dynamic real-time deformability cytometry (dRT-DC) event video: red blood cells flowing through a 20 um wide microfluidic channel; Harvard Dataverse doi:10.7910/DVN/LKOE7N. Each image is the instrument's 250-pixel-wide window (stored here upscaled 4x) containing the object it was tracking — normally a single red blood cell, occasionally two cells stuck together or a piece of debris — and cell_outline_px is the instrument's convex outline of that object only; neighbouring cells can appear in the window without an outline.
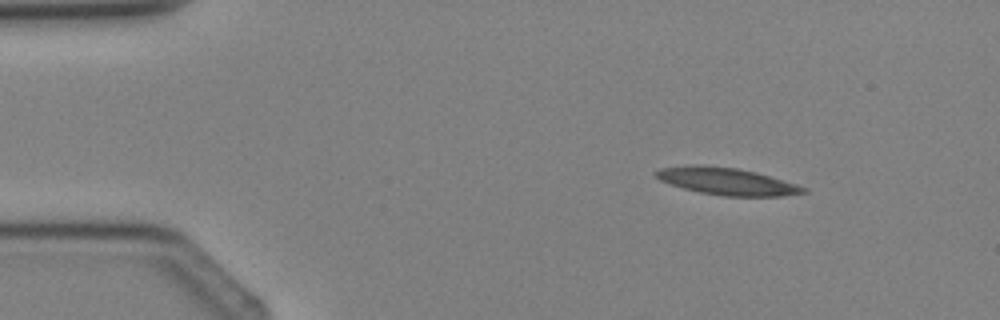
{"species": "Egyptian fruit bat (a non-hibernating species)", "species_latin": "Rousettus aegyptiacus", "temperature_condition": "cold", "stored_images_in_passage": 3, "camera_frame_rate_fps": 3000, "um_per_image_px": 0.085, "animal": {"sex": "female"}, "frame": {"image": 1, "passage_image": 1, "time_ms": 0.0, "image_size_px": [1000, 320], "cell_outline_px": [[808, 192], [784, 196], [724, 196], [700, 192], [684, 188], [660, 180], [652, 172], [660, 168], [692, 164], [700, 164], [736, 168], [756, 172], [796, 184], [808, 188]], "centroid_in_image_um": [61.78, 15.4], "position_along_channel_um": 23.2, "area_um2": 23.29}}
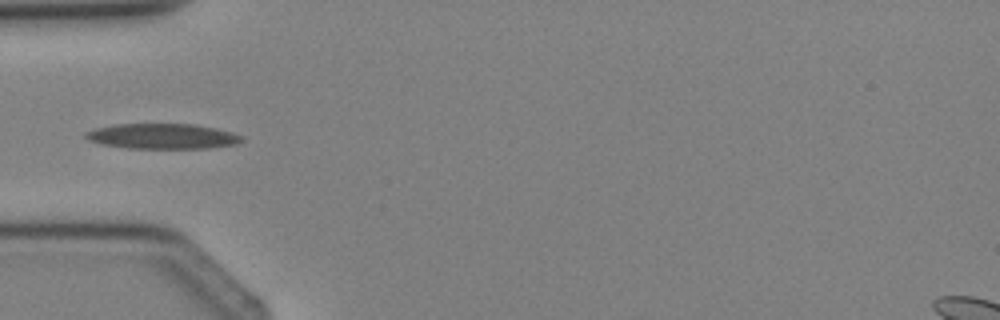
{"frame": {"image": 2, "passage_image": 3, "time_ms": 2.333, "image_size_px": [1000, 320], "cell_outline_px": [[244, 140], [236, 144], [208, 148], [128, 148], [100, 144], [88, 140], [84, 136], [84, 132], [96, 128], [112, 124], [196, 124], [216, 128], [232, 132], [244, 136]], "centroid_in_image_um": [13.8, 11.57], "position_along_channel_um": 71.2, "area_um2": 23.18}}